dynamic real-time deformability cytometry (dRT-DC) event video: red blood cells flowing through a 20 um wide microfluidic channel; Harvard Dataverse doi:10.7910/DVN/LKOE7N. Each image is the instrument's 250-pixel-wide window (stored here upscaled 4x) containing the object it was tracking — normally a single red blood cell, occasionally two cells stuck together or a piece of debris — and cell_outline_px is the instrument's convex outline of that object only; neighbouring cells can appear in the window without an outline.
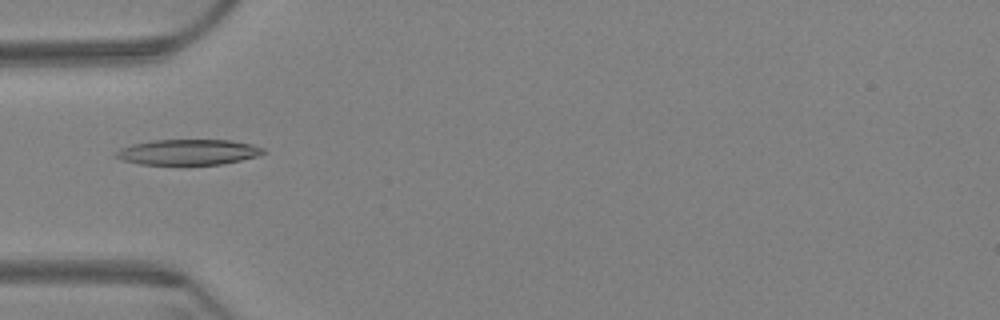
{"species": "Egyptian fruit bat (a non-hibernating species)", "species_latin": "Rousettus aegyptiacus", "temperature_condition": "warm", "stored_images_in_passage": 4, "camera_frame_rate_fps": 3000, "um_per_image_px": 0.085, "animal": {"sex": "female"}, "frame": {"image": 1, "passage_image": 1, "time_ms": 0.0, "image_size_px": [1000, 320], "cell_outline_px": [[264, 152], [260, 156], [220, 164], [140, 164], [124, 160], [112, 156], [120, 148], [132, 144], [156, 140], [232, 140], [252, 144], [264, 148]], "centroid_in_image_um": [16.01, 12.92], "position_along_channel_um": 69.0, "area_um2": 21.79}}
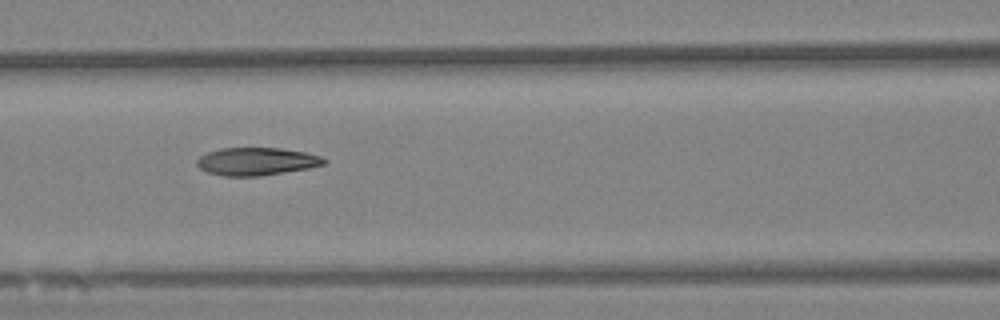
{"frame": {"image": 2, "passage_image": 3, "time_ms": 0.667, "image_size_px": [1000, 320], "cell_outline_px": [[328, 160], [324, 164], [308, 168], [260, 176], [224, 176], [208, 172], [200, 168], [196, 164], [196, 160], [200, 156], [208, 152], [220, 148], [280, 148], [304, 152], [320, 156]], "centroid_in_image_um": [21.79, 13.72], "position_along_channel_um": 144.8, "area_um2": 20.46}}
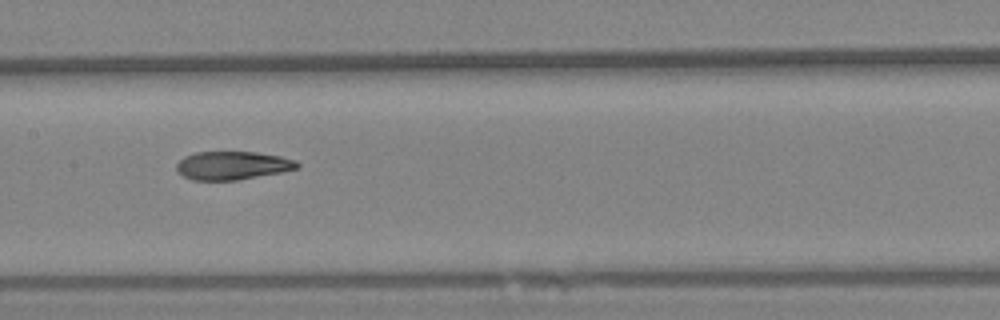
{"frame": {"image": 3, "passage_image": 4, "time_ms": 1.0, "image_size_px": [1000, 320], "cell_outline_px": [[300, 168], [280, 172], [236, 180], [192, 180], [184, 176], [176, 168], [176, 164], [184, 156], [196, 152], [256, 152], [280, 156], [296, 160], [300, 164]], "centroid_in_image_um": [19.77, 14.06], "position_along_channel_um": 187.6, "area_um2": 19.83}}